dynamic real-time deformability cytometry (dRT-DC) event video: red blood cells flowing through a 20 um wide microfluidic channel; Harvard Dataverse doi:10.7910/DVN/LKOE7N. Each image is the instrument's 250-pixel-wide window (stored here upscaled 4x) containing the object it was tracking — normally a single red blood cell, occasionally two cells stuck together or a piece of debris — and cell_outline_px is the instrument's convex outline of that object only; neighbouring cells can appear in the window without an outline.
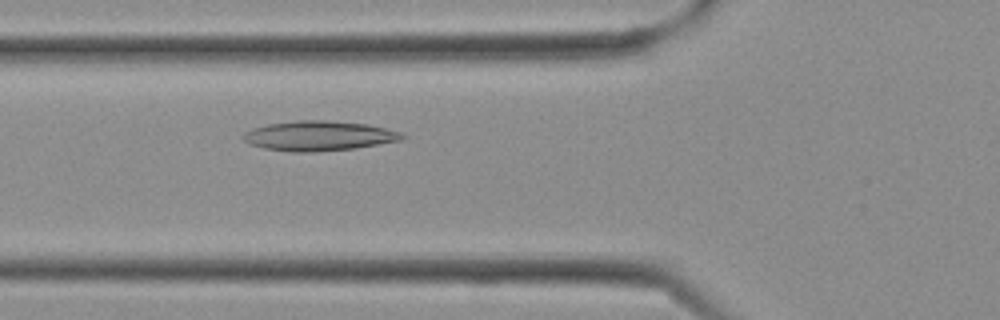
{"species": "Egyptian fruit bat (a non-hibernating species)", "species_latin": "Rousettus aegyptiacus", "temperature_condition": "cold", "stored_images_in_passage": 9, "camera_frame_rate_fps": 3000, "um_per_image_px": 0.085, "frame": {"image": 1, "passage_image": 9, "time_ms": 2.667, "image_size_px": [1000, 320], "cell_outline_px": [[408, 136], [400, 140], [356, 148], [312, 152], [292, 152], [264, 148], [252, 144], [244, 140], [240, 136], [244, 132], [252, 128], [268, 124], [296, 120], [324, 120], [368, 124], [400, 132]], "centroid_in_image_um": [27.08, 11.54], "position_along_channel_um": 98.7, "area_um2": 27.57}}